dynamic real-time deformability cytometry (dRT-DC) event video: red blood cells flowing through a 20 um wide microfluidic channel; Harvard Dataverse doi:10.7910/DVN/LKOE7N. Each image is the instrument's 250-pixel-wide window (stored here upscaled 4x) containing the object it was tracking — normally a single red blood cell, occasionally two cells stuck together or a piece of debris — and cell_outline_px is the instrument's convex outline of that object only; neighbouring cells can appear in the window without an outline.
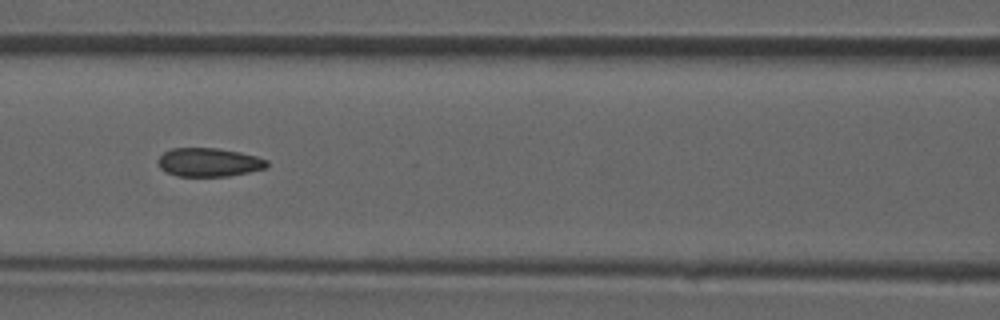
{"species": "common noctule bat (a hibernating species)", "species_latin": "Nyctalus noctula", "temperature_condition": "room temperature", "stored_images_in_passage": 35, "camera_frame_rate_fps": 3000, "um_per_image_px": 0.085, "animal": {"sex": "male", "forearm_length_mm": 52.5}, "frame": {"image": 1, "passage_image": 16, "time_ms": 5.0, "image_size_px": [1000, 320], "cell_outline_px": [[268, 168], [228, 176], [176, 176], [160, 168], [160, 156], [164, 152], [172, 148], [216, 148], [240, 152], [256, 156], [268, 160]], "centroid_in_image_um": [17.8, 13.79], "position_along_channel_um": 148.8, "area_um2": 18.03}}